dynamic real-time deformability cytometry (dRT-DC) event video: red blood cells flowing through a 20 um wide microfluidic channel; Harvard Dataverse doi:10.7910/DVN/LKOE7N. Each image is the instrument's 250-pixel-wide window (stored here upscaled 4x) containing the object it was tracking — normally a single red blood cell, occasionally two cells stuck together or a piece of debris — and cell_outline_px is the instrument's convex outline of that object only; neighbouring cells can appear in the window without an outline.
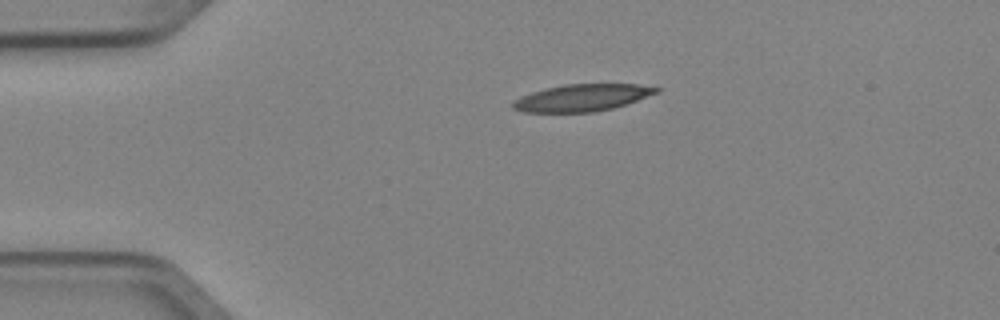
{"species": "Egyptian fruit bat (a non-hibernating species)", "species_latin": "Rousettus aegyptiacus", "temperature_condition": "cold", "stored_images_in_passage": 3, "camera_frame_rate_fps": 3000, "um_per_image_px": 0.085, "animal": {"sex": "female"}, "frame": {"image": 1, "passage_image": 1, "time_ms": 0.0, "image_size_px": [1000, 320], "cell_outline_px": [[660, 92], [612, 108], [592, 112], [524, 112], [512, 108], [512, 100], [520, 96], [544, 88], [564, 84], [640, 84], [660, 88]], "centroid_in_image_um": [49.44, 8.3], "position_along_channel_um": 35.6, "area_um2": 22.54}}
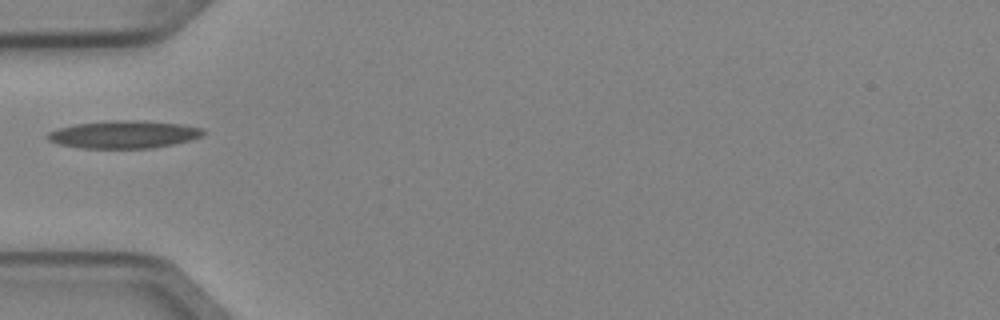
{"frame": {"image": 2, "passage_image": 3, "time_ms": 0.667, "image_size_px": [1000, 320], "cell_outline_px": [[204, 136], [172, 144], [152, 148], [80, 148], [60, 144], [48, 140], [44, 136], [48, 132], [60, 128], [76, 124], [112, 120], [144, 120], [180, 124], [204, 128]], "centroid_in_image_um": [10.53, 11.42], "position_along_channel_um": 74.5, "area_um2": 25.09}}